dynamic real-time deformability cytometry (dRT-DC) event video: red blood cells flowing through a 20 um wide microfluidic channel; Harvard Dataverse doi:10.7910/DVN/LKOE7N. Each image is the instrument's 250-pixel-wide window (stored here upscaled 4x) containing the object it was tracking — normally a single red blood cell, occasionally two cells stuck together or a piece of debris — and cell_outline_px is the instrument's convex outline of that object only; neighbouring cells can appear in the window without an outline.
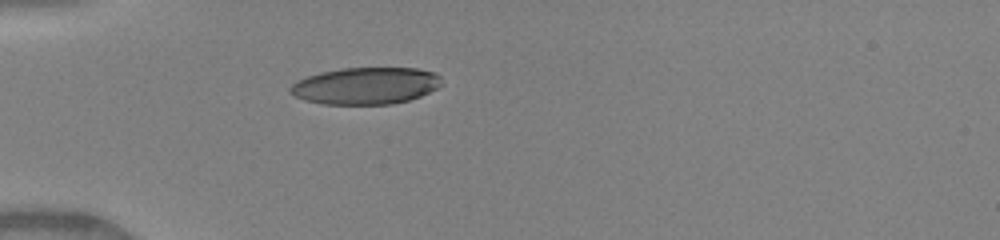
{"species": "human", "species_latin": "Homo sapiens", "temperature_condition": "warm", "stored_images_in_passage": 35, "camera_frame_rate_fps": 3000, "um_per_image_px": 0.085, "donor": {"sex": "female"}, "frame": {"image": 1, "passage_image": 1, "time_ms": 0.0, "image_size_px": [1000, 240], "cell_outline_px": [[440, 84], [436, 88], [420, 96], [408, 100], [392, 104], [324, 104], [304, 100], [288, 92], [288, 88], [296, 80], [320, 72], [340, 68], [416, 68], [432, 72], [440, 76]], "centroid_in_image_um": [31.03, 7.29], "position_along_channel_um": 54.0, "area_um2": 32.48}}
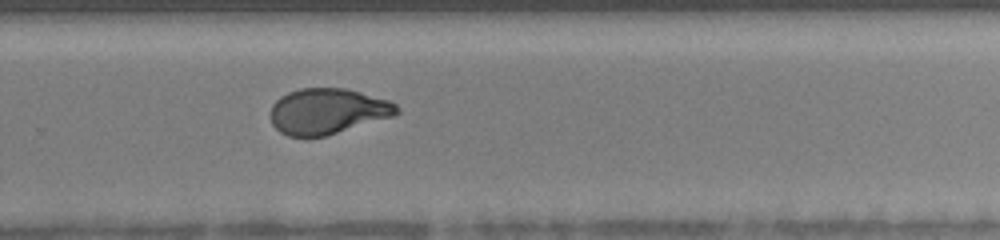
{"frame": {"image": 2, "passage_image": 20, "time_ms": 6.333, "image_size_px": [1000, 240], "cell_outline_px": [[400, 112], [392, 116], [324, 136], [288, 136], [280, 132], [272, 124], [272, 104], [280, 96], [288, 92], [300, 88], [344, 88], [360, 92], [388, 100], [396, 104], [400, 108]], "centroid_in_image_um": [27.83, 9.44], "position_along_channel_um": 302.0, "area_um2": 33.23}}
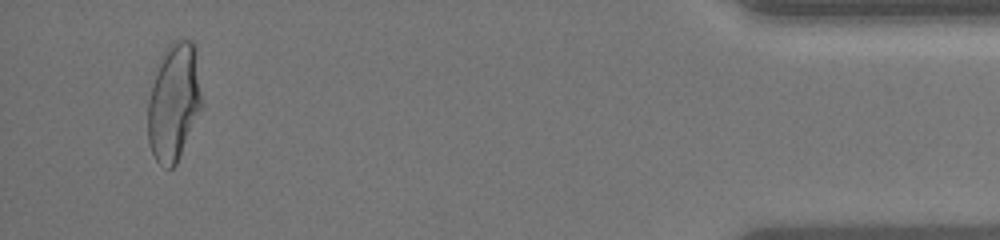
{"frame": {"image": 3, "passage_image": 33, "time_ms": 10.667, "image_size_px": [1000, 240], "cell_outline_px": [[200, 108], [176, 164], [172, 168], [168, 168], [160, 164], [156, 160], [152, 152], [148, 140], [148, 100], [152, 84], [168, 44], [172, 40], [192, 40], [196, 44], [200, 92]], "centroid_in_image_um": [14.77, 8.65], "position_along_channel_um": 420.4, "area_um2": 36.01}, "authors_computed_cell_mechanics": {"area_um2": 34.1598, "velocity_mm_per_s": 4.1552, "shape_relaxation_time_tau1_ms": 7.7502, "shape_relaxation_time_tau2_ms": 0.9979, "deformation_change_tau1": 0.2804, "deformation_change_tau2": 0.0718}}